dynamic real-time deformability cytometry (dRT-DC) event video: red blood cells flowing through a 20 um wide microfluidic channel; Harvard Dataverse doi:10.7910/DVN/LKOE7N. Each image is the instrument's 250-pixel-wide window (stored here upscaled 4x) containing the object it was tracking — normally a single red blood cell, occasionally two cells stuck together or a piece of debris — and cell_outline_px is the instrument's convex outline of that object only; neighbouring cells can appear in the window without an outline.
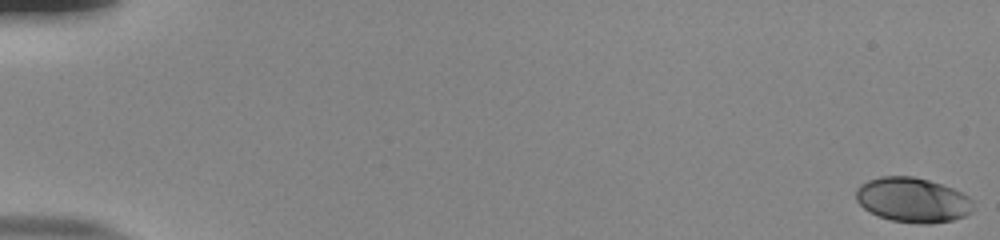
{"species": "human", "species_latin": "Homo sapiens", "temperature_condition": "room temperature", "stored_images_in_passage": 55, "camera_frame_rate_fps": 3000, "um_per_image_px": 0.085, "donor": {"sex": "male"}, "frame": {"image": 1, "passage_image": 1, "time_ms": 0.0, "image_size_px": [1000, 240], "cell_outline_px": [[972, 212], [964, 216], [952, 220], [932, 224], [920, 224], [892, 220], [868, 212], [856, 200], [856, 188], [860, 184], [868, 180], [880, 176], [912, 176], [928, 180], [952, 188], [968, 196], [972, 200]], "centroid_in_image_um": [77.56, 17.0], "position_along_channel_um": 7.4, "area_um2": 30.58}}
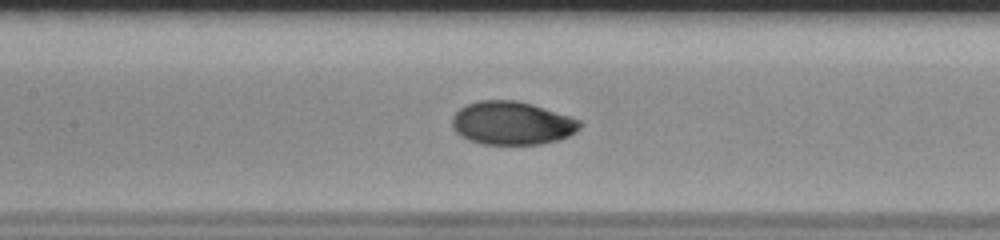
{"frame": {"image": 2, "passage_image": 28, "time_ms": 9.0, "image_size_px": [1000, 240], "cell_outline_px": [[584, 124], [576, 132], [568, 136], [556, 140], [540, 144], [484, 144], [468, 140], [460, 136], [452, 128], [452, 116], [464, 104], [480, 100], [516, 100], [532, 104], [580, 120]], "centroid_in_image_um": [43.49, 10.46], "position_along_channel_um": 163.9, "area_um2": 32.31}}
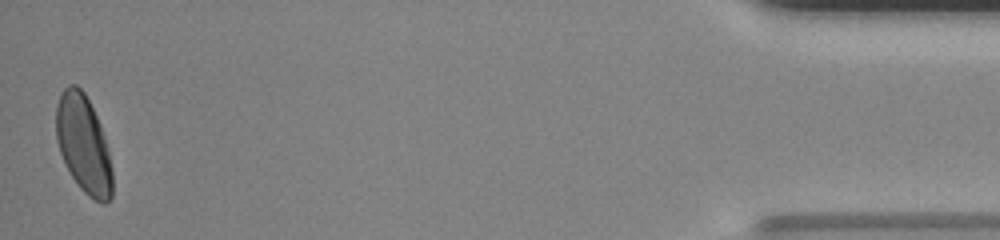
{"frame": {"image": 3, "passage_image": 55, "time_ms": 18.0, "image_size_px": [1000, 240], "cell_outline_px": [[112, 196], [104, 204], [88, 196], [80, 188], [72, 176], [60, 152], [56, 140], [56, 104], [60, 92], [68, 84], [76, 84], [84, 92], [100, 124], [108, 152], [112, 168]], "centroid_in_image_um": [7.08, 12.23], "position_along_channel_um": 428.1, "area_um2": 31.79}, "authors_computed_cell_mechanics": {"area_um2": 31.3854, "velocity_mm_per_s": 3.8257, "shape_relaxation_time_tau1_ms": 2.7472, "shape_relaxation_time_tau2_ms": null, "deformation_change_tau1": 0.1482, "deformation_change_tau2": null}}